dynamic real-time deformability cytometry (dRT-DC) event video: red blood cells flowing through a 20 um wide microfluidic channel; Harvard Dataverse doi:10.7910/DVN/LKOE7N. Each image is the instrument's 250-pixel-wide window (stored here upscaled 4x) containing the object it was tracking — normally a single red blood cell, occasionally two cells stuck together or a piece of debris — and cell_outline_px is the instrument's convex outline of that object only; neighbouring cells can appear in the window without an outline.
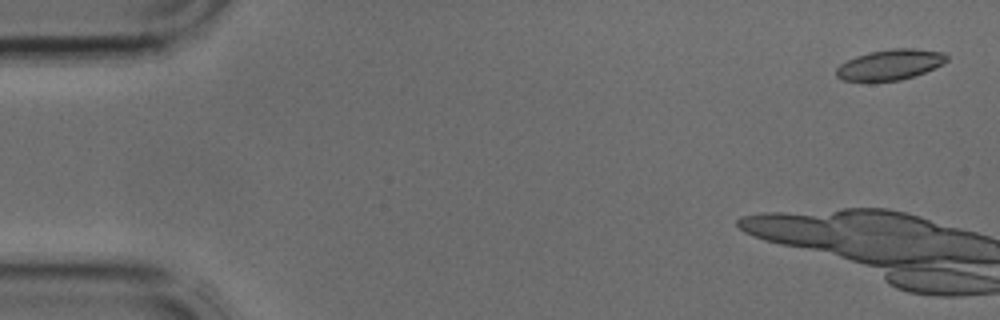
{"species": "common noctule bat (a hibernating species)", "species_latin": "Nyctalus noctula", "temperature_condition": "cold", "stored_images_in_passage": 3, "camera_frame_rate_fps": 3000, "um_per_image_px": 0.085, "animal": {"sex": "male", "body_mass_g": 17.9, "forearm_length_mm": 54.2}, "frame": {"image": 1, "passage_image": 1, "time_ms": 0.0, "image_size_px": [1000, 320], "cell_outline_px": [[948, 60], [944, 64], [924, 72], [900, 80], [840, 80], [836, 76], [836, 68], [840, 64], [856, 56], [868, 52], [892, 48], [916, 48], [944, 52], [948, 56]], "centroid_in_image_um": [75.68, 5.47], "position_along_channel_um": 9.3, "area_um2": 19.54}}